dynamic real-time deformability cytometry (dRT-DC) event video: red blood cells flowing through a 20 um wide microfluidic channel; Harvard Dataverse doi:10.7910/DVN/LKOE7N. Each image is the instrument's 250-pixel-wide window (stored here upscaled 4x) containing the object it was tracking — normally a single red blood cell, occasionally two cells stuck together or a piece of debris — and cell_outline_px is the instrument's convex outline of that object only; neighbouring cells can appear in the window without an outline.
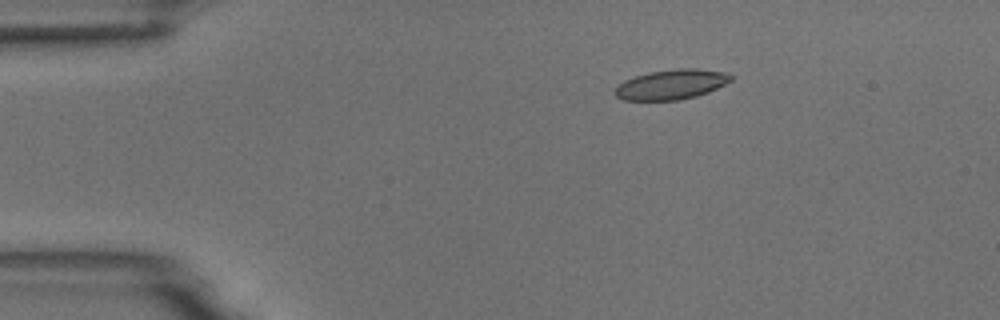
{"species": "common noctule bat (a hibernating species)", "species_latin": "Nyctalus noctula", "temperature_condition": "room temperature", "stored_images_in_passage": 4, "camera_frame_rate_fps": 3000, "um_per_image_px": 0.085, "animal": {"sex": "male", "body_mass_g": 18.8}, "frame": {"image": 1, "passage_image": 3, "time_ms": 2.0, "image_size_px": [1000, 320], "cell_outline_px": [[732, 80], [708, 92], [696, 96], [680, 100], [624, 100], [616, 96], [612, 92], [624, 80], [648, 72], [680, 68], [696, 68], [728, 72], [732, 76]], "centroid_in_image_um": [57.07, 7.17], "position_along_channel_um": 27.9, "area_um2": 20.23}}